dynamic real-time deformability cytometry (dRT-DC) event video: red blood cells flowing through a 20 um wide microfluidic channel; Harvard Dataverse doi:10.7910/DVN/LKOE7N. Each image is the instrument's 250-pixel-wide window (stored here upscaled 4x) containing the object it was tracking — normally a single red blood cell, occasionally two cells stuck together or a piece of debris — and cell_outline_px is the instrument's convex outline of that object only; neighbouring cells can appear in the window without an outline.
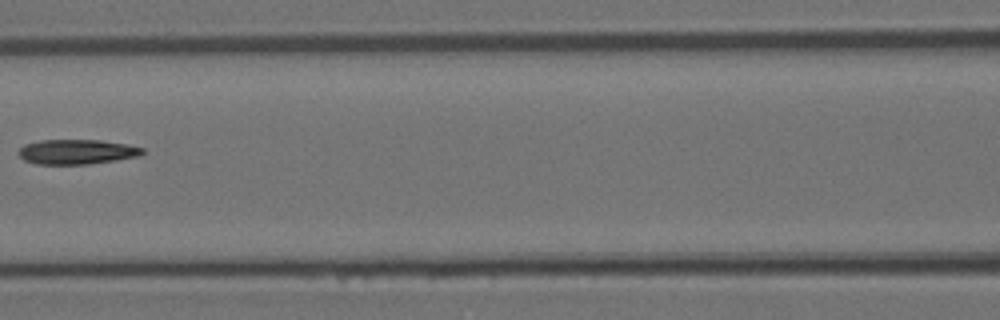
{"species": "Egyptian fruit bat (a non-hibernating species)", "species_latin": "Rousettus aegyptiacus", "temperature_condition": "room temperature", "stored_images_in_passage": 8, "camera_frame_rate_fps": 3000, "um_per_image_px": 0.085, "animal": {"sex": "female"}, "frame": {"image": 1, "passage_image": 7, "time_ms": 2.0, "image_size_px": [1000, 320], "cell_outline_px": [[144, 152], [140, 156], [116, 160], [88, 164], [36, 164], [24, 160], [16, 152], [24, 144], [40, 140], [100, 140], [128, 144], [144, 148]], "centroid_in_image_um": [6.53, 12.9], "position_along_channel_um": 160.1, "area_um2": 18.03}}
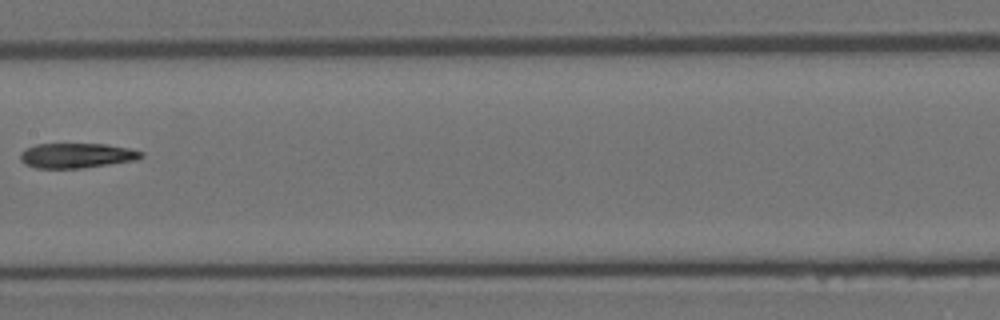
{"frame": {"image": 2, "passage_image": 8, "time_ms": 2.333, "image_size_px": [1000, 320], "cell_outline_px": [[144, 156], [136, 160], [80, 168], [36, 168], [24, 164], [20, 160], [20, 152], [24, 148], [36, 144], [104, 144], [128, 148], [144, 152]], "centroid_in_image_um": [6.47, 13.22], "position_along_channel_um": 200.9, "area_um2": 17.57}}